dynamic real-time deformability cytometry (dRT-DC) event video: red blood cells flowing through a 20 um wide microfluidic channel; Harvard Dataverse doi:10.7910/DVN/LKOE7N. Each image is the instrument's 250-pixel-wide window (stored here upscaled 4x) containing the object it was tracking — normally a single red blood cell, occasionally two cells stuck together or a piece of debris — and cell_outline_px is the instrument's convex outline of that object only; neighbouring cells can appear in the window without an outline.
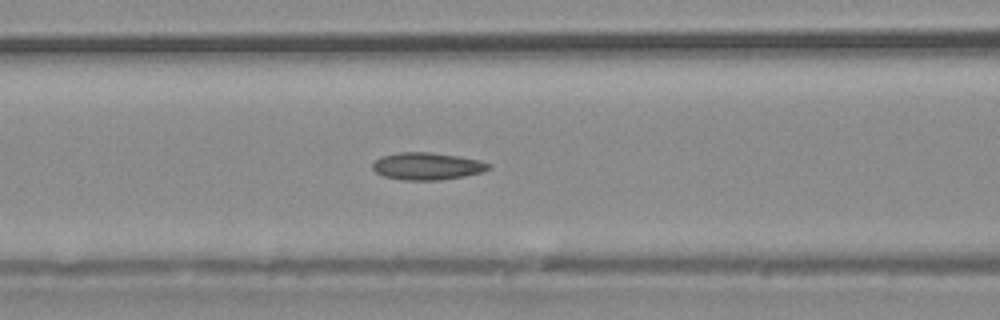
{"species": "common noctule bat (a hibernating species)", "species_latin": "Nyctalus noctula", "temperature_condition": "warm", "stored_images_in_passage": 37, "camera_frame_rate_fps": 3000, "um_per_image_px": 0.085, "animal": {"sex": "male", "body_mass_g": 20.4}, "frame": {"image": 1, "passage_image": 15, "time_ms": 4.667, "image_size_px": [1000, 320], "cell_outline_px": [[492, 168], [484, 172], [464, 176], [440, 180], [404, 180], [384, 176], [376, 172], [372, 168], [372, 164], [380, 156], [400, 152], [428, 152], [460, 156], [480, 160], [492, 164]], "centroid_in_image_um": [36.35, 14.12], "position_along_channel_um": 130.3, "area_um2": 18.61}}
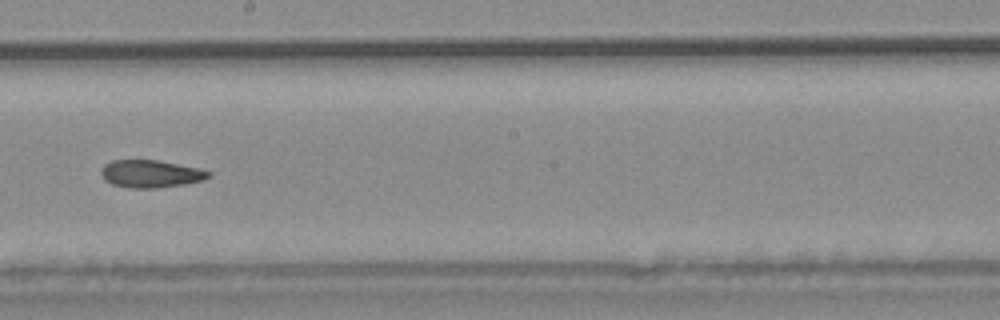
{"frame": {"image": 2, "passage_image": 21, "time_ms": 6.667, "image_size_px": [1000, 320], "cell_outline_px": [[212, 176], [204, 180], [184, 184], [152, 188], [128, 188], [112, 184], [104, 180], [100, 172], [100, 168], [104, 164], [112, 160], [160, 160], [200, 168], [212, 172]], "centroid_in_image_um": [12.82, 14.76], "position_along_channel_um": 235.4, "area_um2": 17.51}}
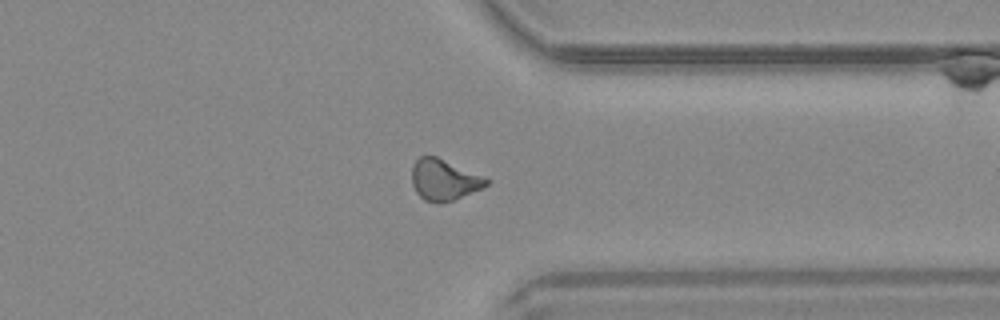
{"frame": {"image": 3, "passage_image": 29, "time_ms": 9.333, "image_size_px": [1000, 320], "cell_outline_px": [[492, 180], [484, 188], [452, 200], [424, 200], [416, 192], [412, 184], [412, 164], [420, 156], [436, 156], [484, 176]], "centroid_in_image_um": [37.77, 15.25], "position_along_channel_um": 373.6, "area_um2": 17.57}}